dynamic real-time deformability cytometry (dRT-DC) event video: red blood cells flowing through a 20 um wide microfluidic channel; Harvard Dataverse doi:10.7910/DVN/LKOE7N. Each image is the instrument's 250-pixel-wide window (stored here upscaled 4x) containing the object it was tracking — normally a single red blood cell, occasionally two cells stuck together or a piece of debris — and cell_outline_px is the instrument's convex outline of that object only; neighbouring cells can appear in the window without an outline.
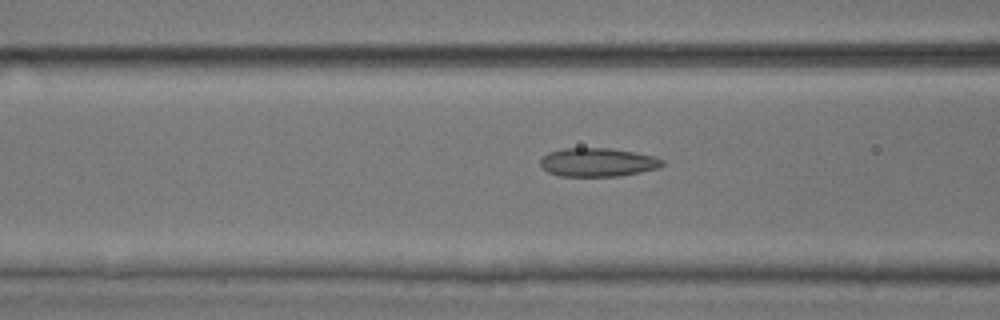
{"species": "common noctule bat (a hibernating species)", "species_latin": "Nyctalus noctula", "temperature_condition": "room temperature", "stored_images_in_passage": 50, "camera_frame_rate_fps": 3000, "um_per_image_px": 0.085, "animal": {"sex": "male", "body_mass_g": 17.9, "forearm_length_mm": 54.2}, "frame": {"image": 1, "passage_image": 21, "time_ms": 6.667, "image_size_px": [1000, 320], "cell_outline_px": [[664, 164], [660, 168], [640, 172], [616, 176], [560, 176], [548, 172], [540, 164], [540, 160], [548, 152], [560, 148], [612, 148], [636, 152], [656, 156], [664, 160]], "centroid_in_image_um": [50.84, 13.78], "position_along_channel_um": 115.8, "area_um2": 20.52}}
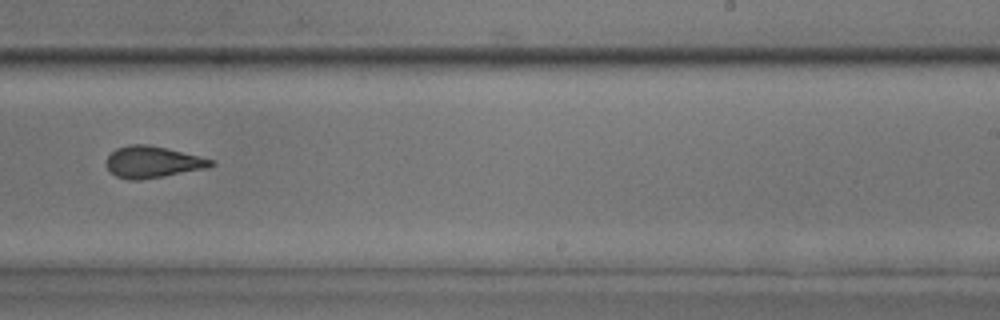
{"frame": {"image": 2, "passage_image": 33, "time_ms": 10.667, "image_size_px": [1000, 320], "cell_outline_px": [[216, 164], [204, 168], [164, 176], [140, 180], [128, 180], [116, 176], [104, 164], [108, 156], [116, 148], [128, 144], [148, 144], [168, 148], [212, 160]], "centroid_in_image_um": [12.91, 13.76], "position_along_channel_um": 276.1, "area_um2": 19.13}}
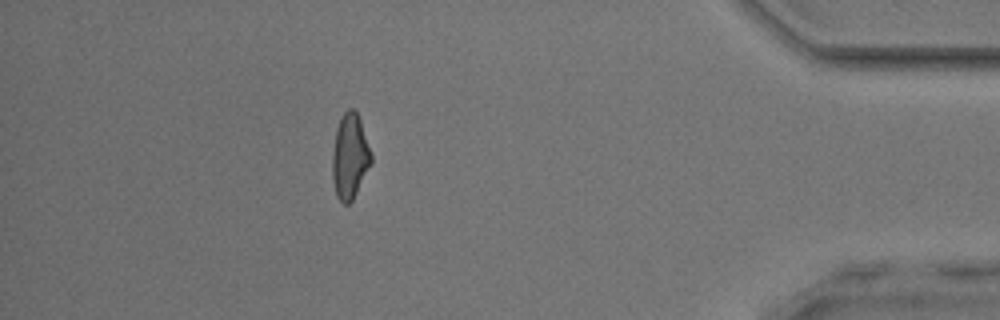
{"frame": {"image": 3, "passage_image": 46, "time_ms": 15.0, "image_size_px": [1000, 320], "cell_outline_px": [[372, 164], [352, 200], [348, 204], [344, 204], [336, 196], [332, 180], [332, 152], [336, 128], [344, 112], [348, 108], [352, 108], [356, 112], [360, 120], [372, 152]], "centroid_in_image_um": [29.74, 13.31], "position_along_channel_um": 405.5, "area_um2": 19.42}, "authors_computed_cell_mechanics": {"area_um2": 19.6809, "velocity_mm_per_s": 4.0251, "shape_relaxation_time_tau1_ms": null, "shape_relaxation_time_tau2_ms": 1.8384, "deformation_change_tau1": null, "deformation_change_tau2": 0.0892}}